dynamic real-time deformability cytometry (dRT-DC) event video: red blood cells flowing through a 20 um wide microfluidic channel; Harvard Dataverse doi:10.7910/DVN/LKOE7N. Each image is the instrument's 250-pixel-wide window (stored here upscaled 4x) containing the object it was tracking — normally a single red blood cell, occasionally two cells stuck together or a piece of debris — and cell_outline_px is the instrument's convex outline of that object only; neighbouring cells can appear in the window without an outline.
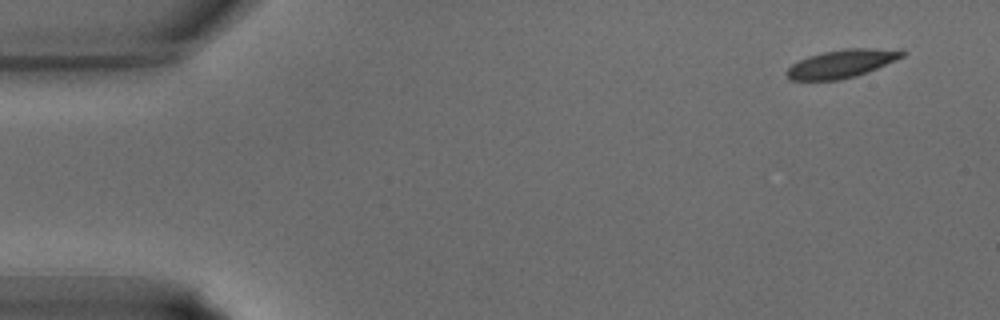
{"species": "common noctule bat (a hibernating species)", "species_latin": "Nyctalus noctula", "temperature_condition": "warm", "stored_images_in_passage": 35, "camera_frame_rate_fps": 3000, "um_per_image_px": 0.085, "animal": {"sex": "male", "body_mass_g": 15.6}, "frame": {"image": 1, "passage_image": 1, "time_ms": 0.0, "image_size_px": [1000, 320], "cell_outline_px": [[908, 52], [904, 56], [868, 72], [856, 76], [840, 80], [788, 80], [784, 76], [784, 72], [792, 64], [808, 56], [824, 52], [844, 48], [900, 48]], "centroid_in_image_um": [71.56, 5.4], "position_along_channel_um": 13.4, "area_um2": 19.31}}
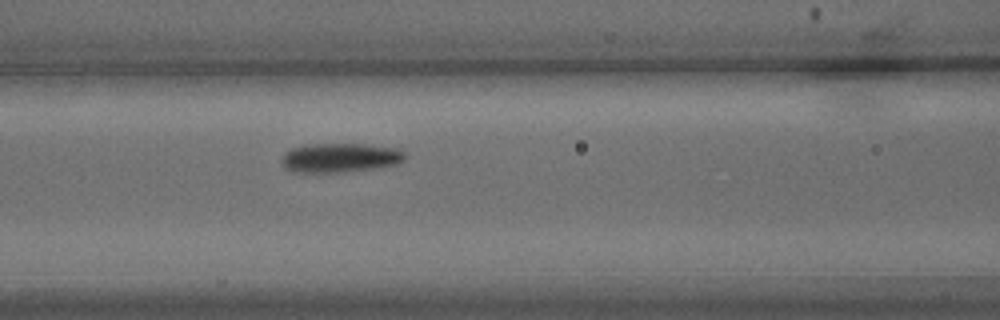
{"frame": {"image": 2, "passage_image": 14, "time_ms": 4.333, "image_size_px": [1000, 320], "cell_outline_px": [[408, 156], [404, 160], [396, 164], [380, 168], [340, 172], [292, 172], [284, 168], [280, 160], [284, 152], [292, 148], [308, 144], [364, 144], [396, 148], [404, 152]], "centroid_in_image_um": [28.9, 13.41], "position_along_channel_um": 137.7, "area_um2": 21.27}}
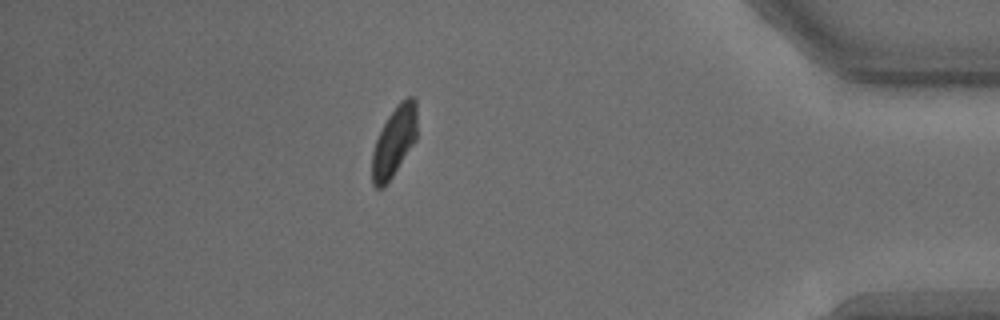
{"frame": {"image": 3, "passage_image": 31, "time_ms": 10.0, "image_size_px": [1000, 320], "cell_outline_px": [[416, 140], [392, 176], [380, 188], [376, 188], [372, 184], [372, 152], [376, 140], [388, 116], [396, 104], [400, 100], [408, 96], [416, 96]], "centroid_in_image_um": [33.51, 11.97], "position_along_channel_um": 401.7, "area_um2": 18.15}}